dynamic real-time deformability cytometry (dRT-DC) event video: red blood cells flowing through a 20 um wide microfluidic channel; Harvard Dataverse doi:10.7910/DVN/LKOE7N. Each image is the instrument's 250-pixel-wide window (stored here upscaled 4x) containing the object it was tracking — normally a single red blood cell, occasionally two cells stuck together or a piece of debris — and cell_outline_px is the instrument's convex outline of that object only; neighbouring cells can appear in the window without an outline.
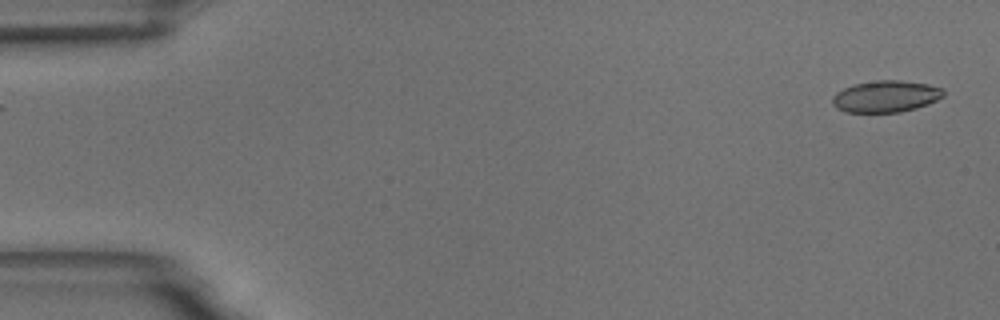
{"species": "common noctule bat (a hibernating species)", "species_latin": "Nyctalus noctula", "temperature_condition": "room temperature", "stored_images_in_passage": 8, "camera_frame_rate_fps": 3000, "um_per_image_px": 0.085, "animal": {"sex": "male", "body_mass_g": 18.8}, "frame": {"image": 1, "passage_image": 1, "time_ms": 0.0, "image_size_px": [1000, 320], "cell_outline_px": [[944, 96], [928, 104], [916, 108], [900, 112], [844, 112], [836, 108], [832, 104], [832, 96], [836, 92], [852, 84], [876, 80], [900, 80], [928, 84], [944, 88]], "centroid_in_image_um": [75.28, 8.19], "position_along_channel_um": 9.7, "area_um2": 20.69}}